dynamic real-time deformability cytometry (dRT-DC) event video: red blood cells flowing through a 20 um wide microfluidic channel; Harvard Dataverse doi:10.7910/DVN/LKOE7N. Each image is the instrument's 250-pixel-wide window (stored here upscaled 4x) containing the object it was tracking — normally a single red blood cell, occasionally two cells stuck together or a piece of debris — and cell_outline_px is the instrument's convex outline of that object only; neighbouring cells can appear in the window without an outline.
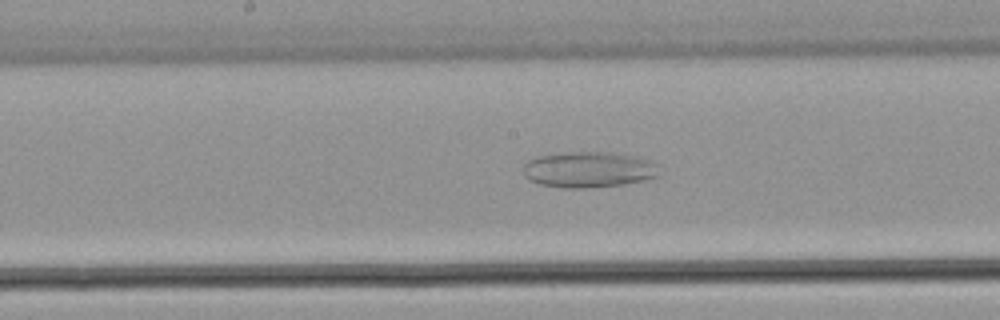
{"species": "common noctule bat (a hibernating species)", "species_latin": "Nyctalus noctula", "temperature_condition": "warm", "stored_images_in_passage": 53, "camera_frame_rate_fps": 3000, "um_per_image_px": 0.085, "animal": {"sex": "male", "body_mass_g": 21.5, "forearm_length_mm": 52.0}, "frame": {"image": 1, "passage_image": 27, "time_ms": 8.667, "image_size_px": [1000, 320], "cell_outline_px": [[660, 176], [624, 184], [588, 188], [560, 188], [540, 184], [528, 180], [524, 176], [524, 164], [528, 160], [536, 156], [564, 152], [616, 152], [636, 156], [648, 160], [656, 164]], "centroid_in_image_um": [50.01, 14.41], "position_along_channel_um": 198.2, "area_um2": 28.73}}
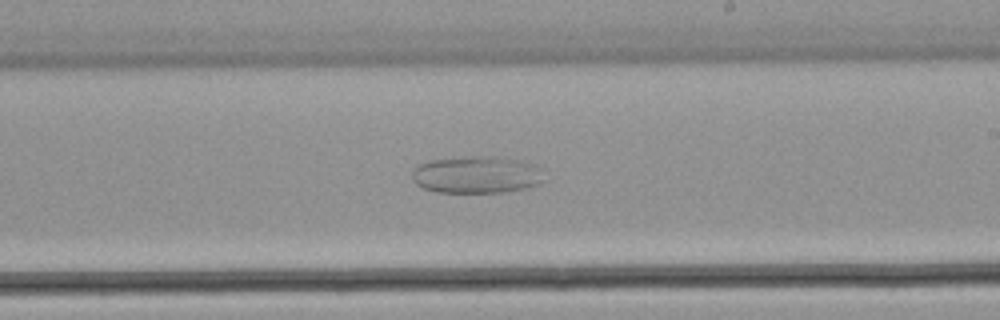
{"frame": {"image": 2, "passage_image": 31, "time_ms": 10.0, "image_size_px": [1000, 320], "cell_outline_px": [[544, 180], [536, 184], [524, 188], [504, 192], [436, 192], [424, 188], [416, 184], [412, 180], [412, 172], [420, 164], [428, 160], [464, 156], [496, 156], [520, 160], [536, 164]], "centroid_in_image_um": [40.48, 14.83], "position_along_channel_um": 248.5, "area_um2": 28.61}}